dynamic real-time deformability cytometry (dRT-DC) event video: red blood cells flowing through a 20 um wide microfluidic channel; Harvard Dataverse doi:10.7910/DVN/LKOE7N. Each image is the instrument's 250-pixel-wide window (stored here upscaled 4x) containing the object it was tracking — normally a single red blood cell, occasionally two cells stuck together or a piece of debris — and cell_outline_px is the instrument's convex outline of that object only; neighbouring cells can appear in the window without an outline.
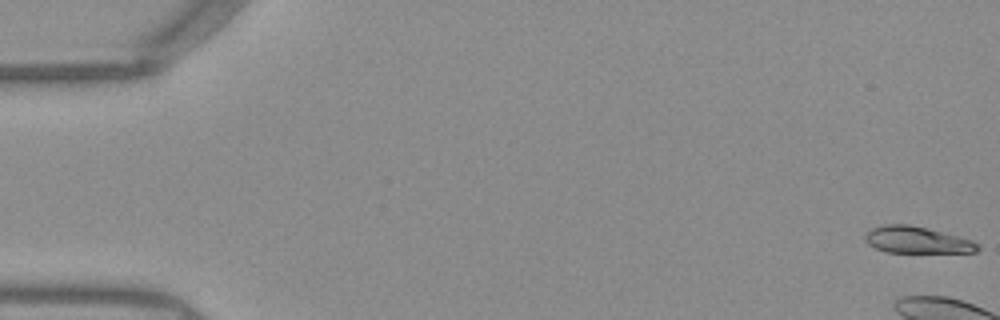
{"species": "Egyptian fruit bat (a non-hibernating species)", "species_latin": "Rousettus aegyptiacus", "temperature_condition": "warm", "stored_images_in_passage": 7, "camera_frame_rate_fps": 3000, "um_per_image_px": 0.085, "frame": {"image": 1, "passage_image": 1, "time_ms": 0.0, "image_size_px": [1000, 320], "cell_outline_px": [[980, 248], [976, 252], [888, 252], [876, 248], [868, 244], [864, 240], [864, 236], [872, 228], [884, 224], [908, 224], [972, 240], [980, 244]], "centroid_in_image_um": [77.92, 20.4], "position_along_channel_um": 7.1, "area_um2": 17.22}}